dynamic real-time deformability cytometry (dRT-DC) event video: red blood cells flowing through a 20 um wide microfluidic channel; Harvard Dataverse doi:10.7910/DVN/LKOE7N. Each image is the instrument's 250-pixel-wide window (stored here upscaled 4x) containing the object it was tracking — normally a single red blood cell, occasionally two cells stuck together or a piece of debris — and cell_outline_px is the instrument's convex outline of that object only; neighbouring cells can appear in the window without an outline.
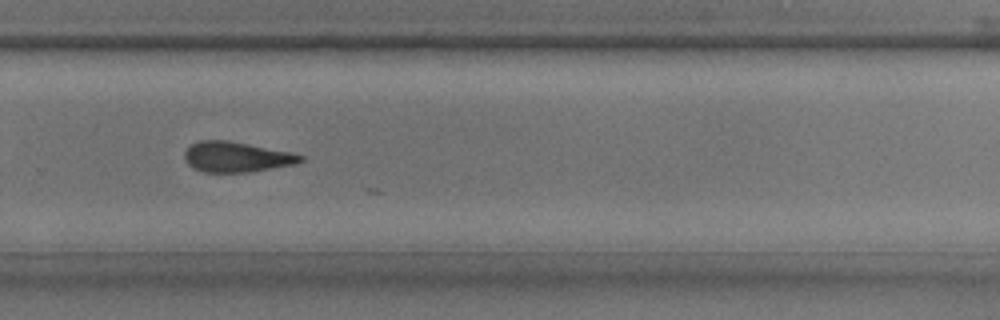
{"species": "common noctule bat (a hibernating species)", "species_latin": "Nyctalus noctula", "temperature_condition": "room temperature", "stored_images_in_passage": 34, "camera_frame_rate_fps": 3000, "um_per_image_px": 0.085, "animal": {"sex": "male", "body_mass_g": 17.9, "forearm_length_mm": 54.2}, "frame": {"image": 1, "passage_image": 25, "time_ms": 8.0, "image_size_px": [1000, 320], "cell_outline_px": [[304, 160], [296, 164], [248, 172], [204, 172], [192, 168], [188, 164], [184, 156], [184, 152], [192, 144], [200, 140], [228, 140], [292, 152], [304, 156]], "centroid_in_image_um": [20.11, 13.34], "position_along_channel_um": 309.7, "area_um2": 20.52}}